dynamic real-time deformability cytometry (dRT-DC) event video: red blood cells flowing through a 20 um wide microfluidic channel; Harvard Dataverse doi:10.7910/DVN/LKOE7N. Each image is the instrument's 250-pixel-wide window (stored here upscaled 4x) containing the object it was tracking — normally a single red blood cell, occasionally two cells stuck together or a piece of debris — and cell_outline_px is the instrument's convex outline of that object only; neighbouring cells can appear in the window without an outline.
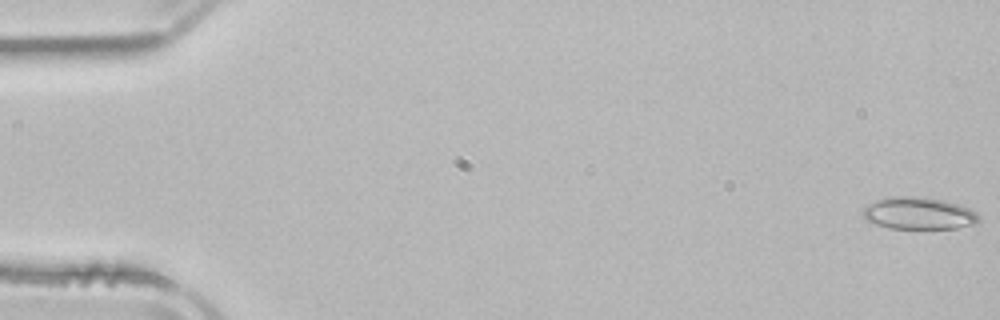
{"species": "common noctule bat (a hibernating species)", "species_latin": "Nyctalus noctula", "temperature_condition": "room temperature", "stored_images_in_passage": 7, "camera_frame_rate_fps": 3000, "um_per_image_px": 0.085, "animal": {"sex": "male", "body_mass_g": 21.5, "forearm_length_mm": 52.0}, "frame": {"image": 1, "passage_image": 1, "time_ms": 0.0, "image_size_px": [1000, 320], "cell_outline_px": [[980, 220], [976, 224], [956, 228], [888, 228], [872, 224], [864, 220], [860, 212], [868, 204], [876, 200], [892, 196], [924, 196], [944, 200], [968, 208], [976, 212], [980, 216]], "centroid_in_image_um": [78.04, 18.13], "position_along_channel_um": 7.0, "area_um2": 22.08}}
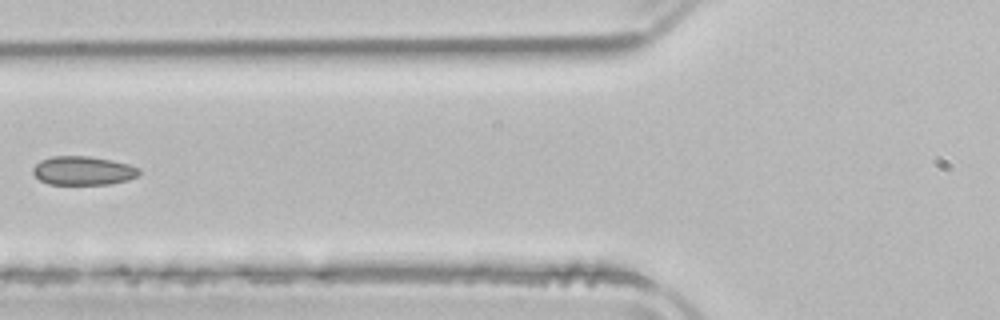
{"frame": {"image": 2, "passage_image": 6, "time_ms": 6.667, "image_size_px": [1000, 320], "cell_outline_px": [[140, 172], [136, 176], [128, 180], [108, 184], [48, 184], [40, 180], [32, 172], [32, 168], [40, 160], [52, 156], [88, 156], [112, 160], [128, 164], [140, 168]], "centroid_in_image_um": [7.05, 14.5], "position_along_channel_um": 118.8, "area_um2": 17.8}}
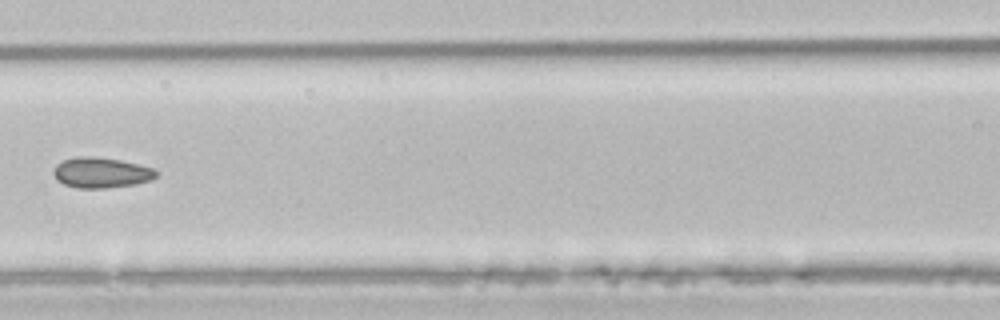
{"frame": {"image": 3, "passage_image": 7, "time_ms": 7.667, "image_size_px": [1000, 320], "cell_outline_px": [[160, 172], [152, 180], [136, 184], [104, 188], [76, 188], [64, 184], [56, 180], [52, 172], [52, 168], [60, 160], [76, 156], [96, 156], [120, 160], [152, 168]], "centroid_in_image_um": [8.55, 14.66], "position_along_channel_um": 158.0, "area_um2": 18.55}}